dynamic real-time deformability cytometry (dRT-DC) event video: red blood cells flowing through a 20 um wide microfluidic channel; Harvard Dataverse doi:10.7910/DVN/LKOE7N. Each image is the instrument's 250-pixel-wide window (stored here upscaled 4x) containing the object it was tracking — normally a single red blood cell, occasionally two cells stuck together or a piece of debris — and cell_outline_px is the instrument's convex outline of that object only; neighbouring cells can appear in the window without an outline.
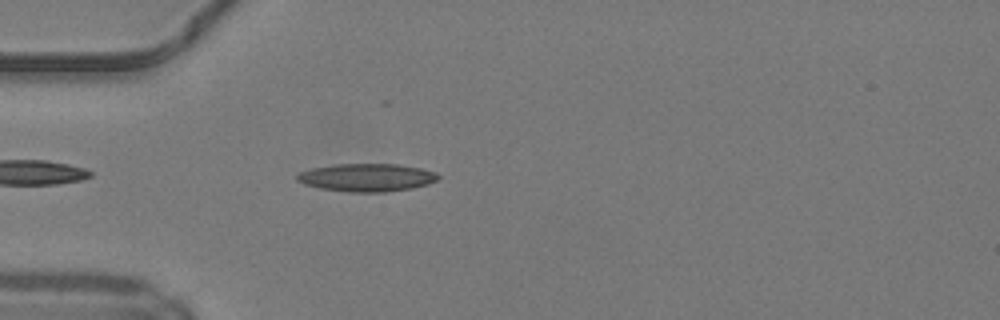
{"species": "common noctule bat (a hibernating species)", "species_latin": "Nyctalus noctula", "temperature_condition": "warm", "stored_images_in_passage": 37, "camera_frame_rate_fps": 3000, "um_per_image_px": 0.085, "animal": {"sex": "male", "body_mass_g": 19.2, "forearm_length_mm": 51.8}, "frame": {"image": 1, "passage_image": 3, "time_ms": 0.667, "image_size_px": [1000, 320], "cell_outline_px": [[440, 176], [436, 180], [428, 184], [412, 188], [384, 192], [348, 192], [320, 188], [304, 184], [296, 180], [296, 176], [300, 172], [312, 168], [336, 164], [396, 164], [420, 168], [436, 172]], "centroid_in_image_um": [31.17, 15.09], "position_along_channel_um": 53.8, "area_um2": 22.89}}
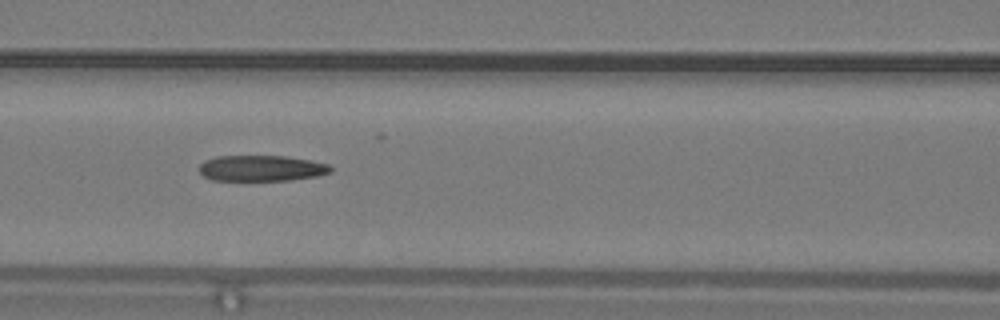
{"frame": {"image": 2, "passage_image": 10, "time_ms": 3.0, "image_size_px": [1000, 320], "cell_outline_px": [[332, 172], [316, 176], [288, 180], [212, 180], [204, 176], [200, 172], [200, 164], [204, 160], [216, 156], [284, 156], [312, 160], [328, 164], [332, 168]], "centroid_in_image_um": [22.22, 14.29], "position_along_channel_um": 144.4, "area_um2": 19.77}}
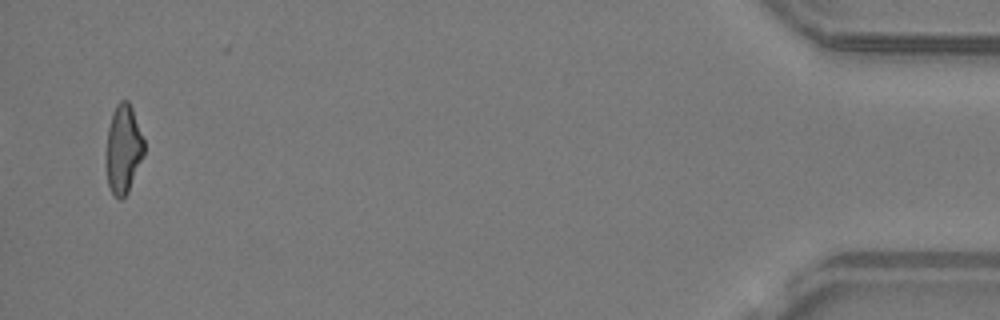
{"frame": {"image": 3, "passage_image": 36, "time_ms": 11.667, "image_size_px": [1000, 320], "cell_outline_px": [[144, 156], [128, 192], [120, 200], [112, 192], [108, 184], [104, 164], [108, 128], [112, 112], [116, 104], [120, 100], [128, 100], [132, 108], [144, 140]], "centroid_in_image_um": [10.46, 12.67], "position_along_channel_um": 424.7, "area_um2": 19.94}, "authors_computed_cell_mechanics": {"area_um2": 20.9236, "velocity_mm_per_s": 4.2365, "shape_relaxation_time_tau1_ms": 10.496, "shape_relaxation_time_tau2_ms": 2.8994, "deformation_change_tau1": 0.2795, "deformation_change_tau2": 0.1358}}